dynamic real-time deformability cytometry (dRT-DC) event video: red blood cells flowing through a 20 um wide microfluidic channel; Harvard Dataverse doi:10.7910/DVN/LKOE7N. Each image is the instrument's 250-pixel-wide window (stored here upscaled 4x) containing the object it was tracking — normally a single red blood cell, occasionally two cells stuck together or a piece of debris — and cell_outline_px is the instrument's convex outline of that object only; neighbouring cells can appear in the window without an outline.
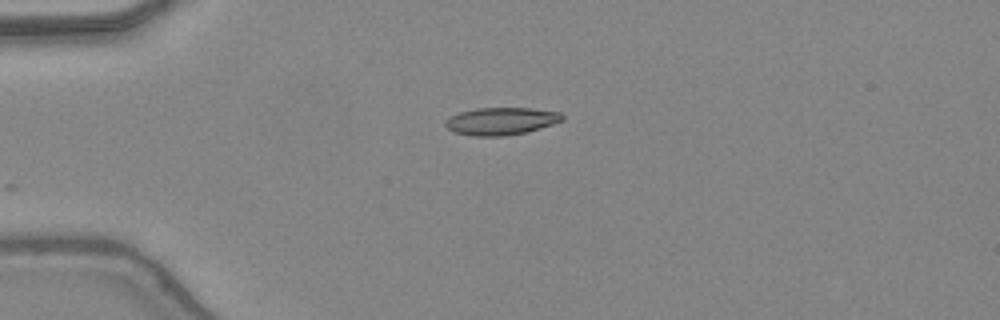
{"species": "common noctule bat (a hibernating species)", "species_latin": "Nyctalus noctula", "temperature_condition": "warm", "stored_images_in_passage": 6, "camera_frame_rate_fps": 3000, "um_per_image_px": 0.085, "animal": {"sex": "female", "body_mass_g": 24.6, "forearm_length_mm": 56.2}, "frame": {"image": 1, "passage_image": 1, "time_ms": 0.0, "image_size_px": [1000, 320], "cell_outline_px": [[564, 120], [540, 128], [524, 132], [504, 136], [472, 136], [456, 132], [448, 128], [444, 124], [452, 116], [460, 112], [476, 108], [532, 108], [560, 112], [564, 116]], "centroid_in_image_um": [42.63, 10.29], "position_along_channel_um": 42.4, "area_um2": 18.5}}
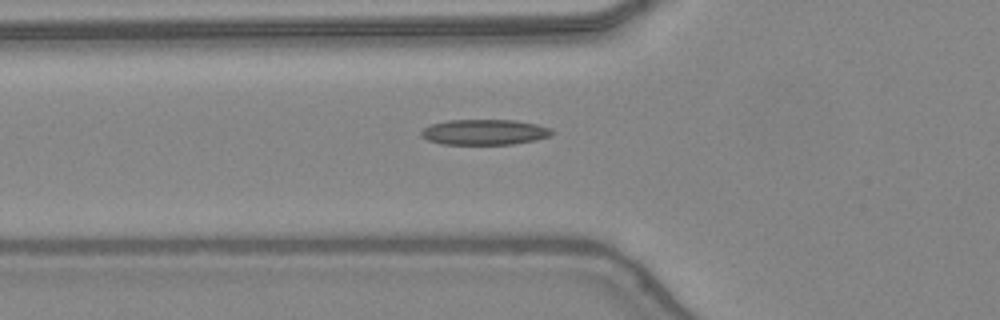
{"frame": {"image": 2, "passage_image": 6, "time_ms": 1.667, "image_size_px": [1000, 320], "cell_outline_px": [[552, 136], [536, 140], [512, 144], [440, 144], [428, 140], [420, 136], [420, 132], [424, 128], [432, 124], [448, 120], [512, 120], [536, 124], [552, 128]], "centroid_in_image_um": [41.18, 11.23], "position_along_channel_um": 84.6, "area_um2": 19.42}}